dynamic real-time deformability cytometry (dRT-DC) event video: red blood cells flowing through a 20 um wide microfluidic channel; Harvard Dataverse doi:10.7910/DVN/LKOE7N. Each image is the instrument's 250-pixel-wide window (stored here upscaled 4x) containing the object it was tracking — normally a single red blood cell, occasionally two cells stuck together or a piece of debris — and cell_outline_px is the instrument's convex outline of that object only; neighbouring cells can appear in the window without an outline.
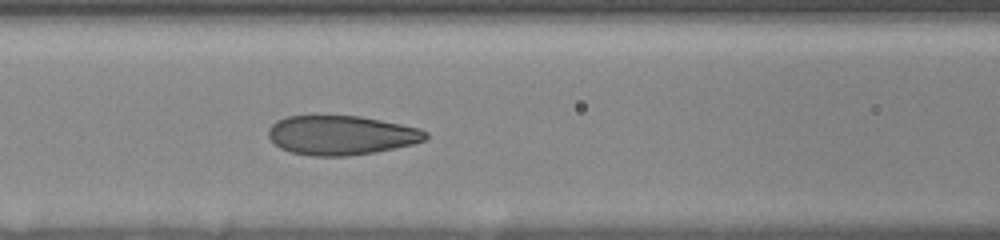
{"species": "human", "species_latin": "Homo sapiens", "temperature_condition": "room temperature", "stored_images_in_passage": 41, "camera_frame_rate_fps": 3000, "um_per_image_px": 0.085, "donor": {"sex": "female"}, "frame": {"image": 1, "passage_image": 18, "time_ms": 3.667, "image_size_px": [1000, 240], "cell_outline_px": [[428, 136], [424, 140], [412, 144], [376, 152], [348, 156], [312, 156], [288, 152], [280, 148], [268, 136], [268, 128], [276, 120], [288, 116], [360, 116], [420, 128], [428, 132]], "centroid_in_image_um": [28.98, 11.5], "position_along_channel_um": 137.6, "area_um2": 36.07}}